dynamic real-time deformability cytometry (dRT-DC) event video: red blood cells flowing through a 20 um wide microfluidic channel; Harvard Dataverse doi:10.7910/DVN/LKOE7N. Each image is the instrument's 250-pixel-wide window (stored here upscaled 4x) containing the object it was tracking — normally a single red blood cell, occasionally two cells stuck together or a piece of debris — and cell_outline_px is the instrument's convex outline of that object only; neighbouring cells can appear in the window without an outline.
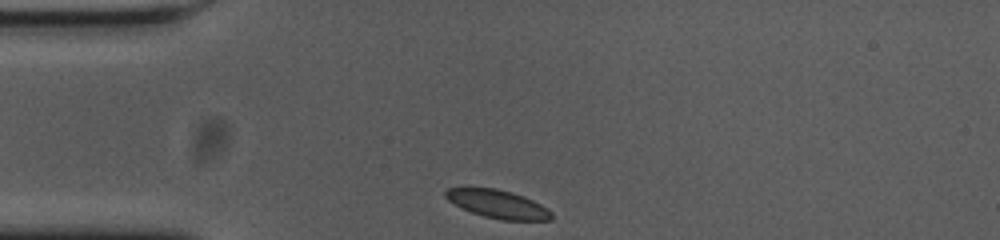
{"species": "common noctule bat (a hibernating species)", "species_latin": "Nyctalus noctula", "temperature_condition": "cold", "stored_images_in_passage": 32, "camera_frame_rate_fps": 3000, "um_per_image_px": 0.085, "animal": {"sex": "female", "body_mass_g": 23.0, "forearm_length_mm": 53.4}, "frame": {"image": 1, "passage_image": 1, "time_ms": 0.0, "image_size_px": [1000, 240], "cell_outline_px": [[552, 220], [500, 220], [484, 216], [472, 212], [448, 200], [444, 196], [444, 192], [448, 188], [496, 188], [512, 192], [524, 196], [548, 208], [552, 212]], "centroid_in_image_um": [42.34, 17.34], "position_along_channel_um": 42.7, "area_um2": 17.28}}
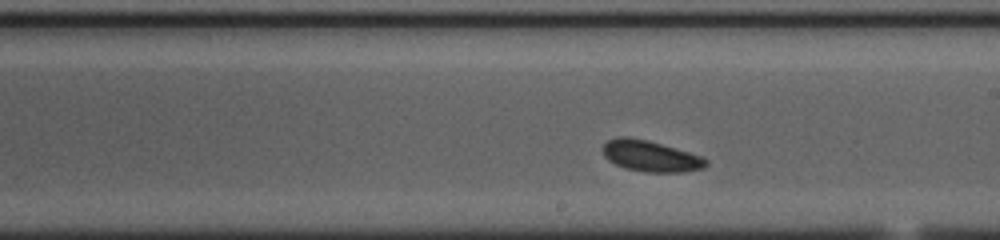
{"frame": {"image": 2, "passage_image": 19, "time_ms": 6.0, "image_size_px": [1000, 240], "cell_outline_px": [[708, 164], [704, 168], [680, 172], [644, 172], [628, 168], [616, 164], [608, 160], [604, 156], [604, 144], [608, 140], [616, 136], [628, 136], [648, 140], [688, 152], [700, 156], [708, 160]], "centroid_in_image_um": [55.29, 13.26], "position_along_channel_um": 233.7, "area_um2": 18.5}}
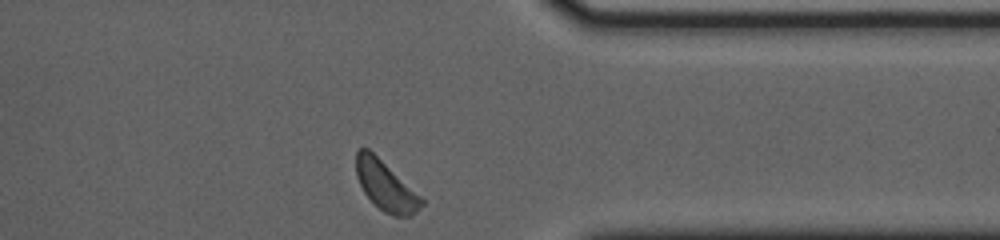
{"frame": {"image": 3, "passage_image": 32, "time_ms": 10.333, "image_size_px": [1000, 240], "cell_outline_px": [[424, 204], [416, 212], [408, 216], [392, 216], [384, 212], [364, 192], [356, 176], [356, 152], [360, 148], [368, 148], [420, 196], [424, 200]], "centroid_in_image_um": [32.77, 15.8], "position_along_channel_um": 378.6, "area_um2": 18.32}, "authors_computed_cell_mechanics": {"area_um2": 18.3226, "velocity_mm_per_s": 3.5514, "shape_relaxation_time_tau1_ms": 0.9242, "shape_relaxation_time_tau2_ms": null, "deformation_change_tau1": 0.0716, "deformation_change_tau2": null}}